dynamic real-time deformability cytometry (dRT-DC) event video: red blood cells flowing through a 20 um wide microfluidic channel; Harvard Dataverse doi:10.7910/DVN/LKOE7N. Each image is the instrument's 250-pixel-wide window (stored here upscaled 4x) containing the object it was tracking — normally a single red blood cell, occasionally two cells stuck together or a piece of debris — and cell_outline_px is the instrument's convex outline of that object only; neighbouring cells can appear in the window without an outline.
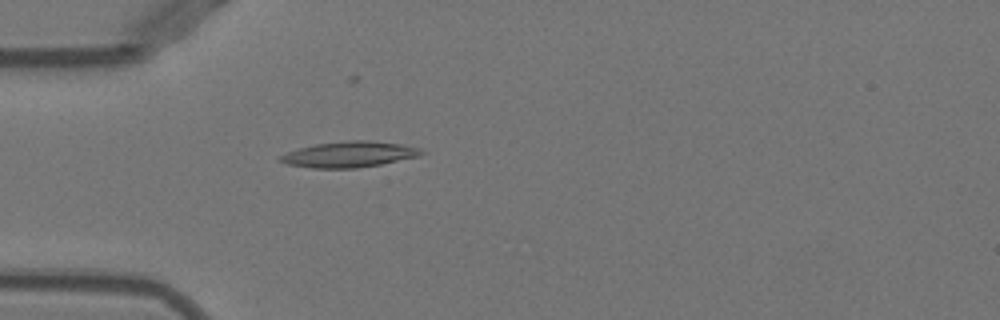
{"species": "Egyptian fruit bat (a non-hibernating species)", "species_latin": "Rousettus aegyptiacus", "temperature_condition": "warm", "stored_images_in_passage": 26, "camera_frame_rate_fps": 3000, "um_per_image_px": 0.085, "animal": {"sex": "female"}, "frame": {"image": 1, "passage_image": 15, "time_ms": 4.667, "image_size_px": [1000, 320], "cell_outline_px": [[428, 152], [420, 156], [380, 164], [356, 168], [312, 168], [288, 164], [280, 160], [276, 156], [300, 148], [316, 144], [348, 140], [368, 140], [400, 144], [424, 148]], "centroid_in_image_um": [29.75, 13.11], "position_along_channel_um": 55.3, "area_um2": 21.27}}
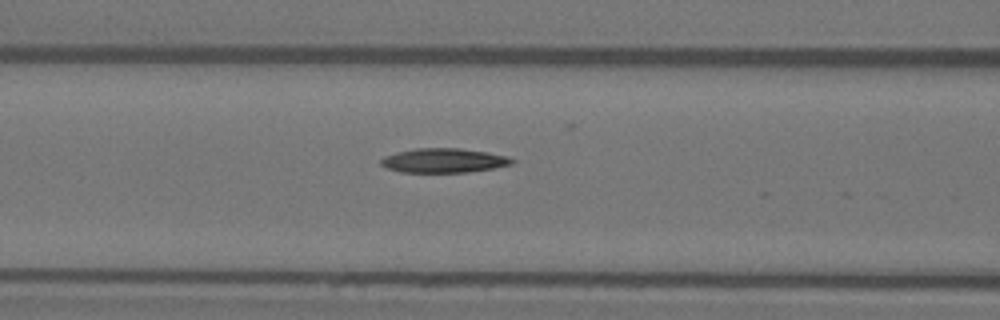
{"frame": {"image": 2, "passage_image": 21, "time_ms": 6.667, "image_size_px": [1000, 320], "cell_outline_px": [[516, 160], [512, 164], [492, 168], [468, 172], [400, 172], [388, 168], [380, 164], [380, 160], [384, 156], [396, 152], [416, 148], [460, 148], [488, 152], [508, 156]], "centroid_in_image_um": [37.72, 13.63], "position_along_channel_um": 128.9, "area_um2": 18.61}}
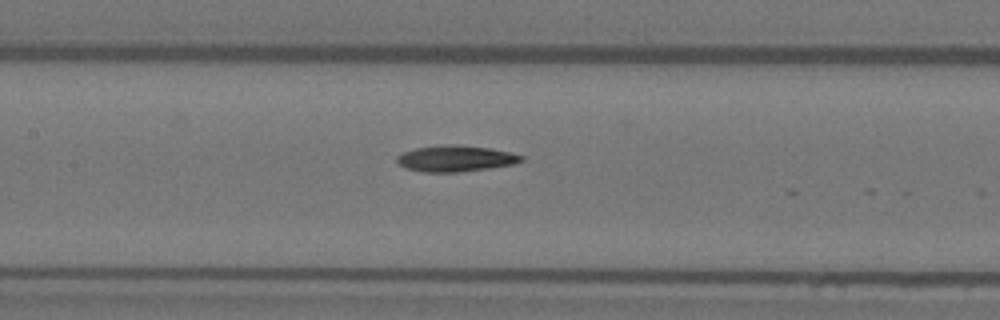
{"frame": {"image": 3, "passage_image": 24, "time_ms": 7.667, "image_size_px": [1000, 320], "cell_outline_px": [[524, 160], [512, 164], [488, 168], [456, 172], [424, 172], [404, 168], [396, 160], [396, 156], [404, 152], [416, 148], [440, 144], [456, 144], [492, 148], [524, 156]], "centroid_in_image_um": [38.7, 13.46], "position_along_channel_um": 168.7, "area_um2": 18.96}}